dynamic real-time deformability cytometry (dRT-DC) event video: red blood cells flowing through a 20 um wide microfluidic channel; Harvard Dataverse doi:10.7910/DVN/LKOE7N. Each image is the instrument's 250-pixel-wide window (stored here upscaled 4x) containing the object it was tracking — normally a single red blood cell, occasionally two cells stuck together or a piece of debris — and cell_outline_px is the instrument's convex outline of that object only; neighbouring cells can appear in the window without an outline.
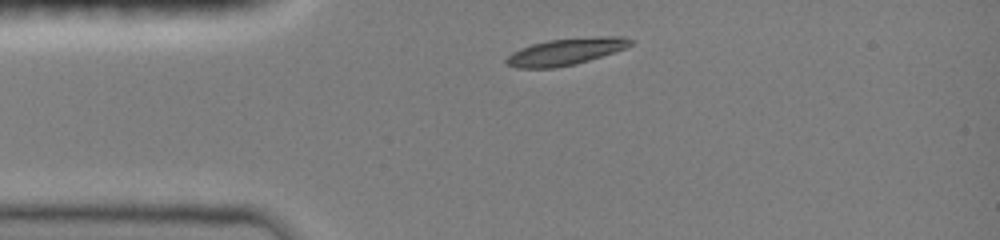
{"species": "common noctule bat (a hibernating species)", "species_latin": "Nyctalus noctula", "temperature_condition": "room temperature", "stored_images_in_passage": 2, "camera_frame_rate_fps": 3000, "um_per_image_px": 0.085, "animal": {"sex": "female", "body_mass_g": 19.0, "forearm_length_mm": 51.5}, "frame": {"image": 1, "passage_image": 1, "time_ms": 0.0, "image_size_px": [1000, 240], "cell_outline_px": [[632, 44], [624, 48], [576, 64], [556, 68], [516, 68], [508, 64], [504, 60], [512, 52], [520, 48], [532, 44], [548, 40], [600, 36], [624, 36], [632, 40]], "centroid_in_image_um": [48.05, 4.39], "position_along_channel_um": 36.9, "area_um2": 19.19}}